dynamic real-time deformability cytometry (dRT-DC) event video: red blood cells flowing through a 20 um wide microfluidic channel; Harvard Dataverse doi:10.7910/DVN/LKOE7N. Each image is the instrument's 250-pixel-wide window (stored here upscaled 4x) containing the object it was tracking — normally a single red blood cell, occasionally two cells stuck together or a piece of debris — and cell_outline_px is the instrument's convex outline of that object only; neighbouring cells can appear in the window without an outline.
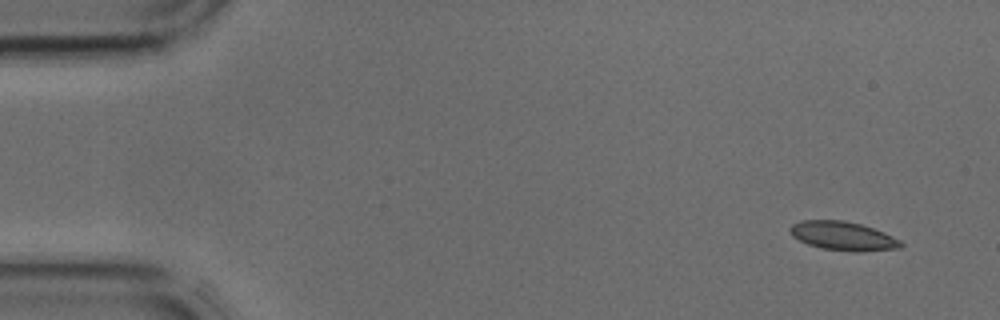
{"species": "common noctule bat (a hibernating species)", "species_latin": "Nyctalus noctula", "temperature_condition": "cold", "stored_images_in_passage": 40, "camera_frame_rate_fps": 3000, "um_per_image_px": 0.085, "animal": {"sex": "male", "body_mass_g": 17.9, "forearm_length_mm": 54.2}, "frame": {"image": 1, "passage_image": 1, "time_ms": 0.0, "image_size_px": [1000, 320], "cell_outline_px": [[904, 244], [900, 248], [860, 252], [852, 252], [820, 248], [808, 244], [792, 236], [788, 228], [792, 224], [800, 220], [844, 220], [860, 224], [884, 232], [900, 240]], "centroid_in_image_um": [71.64, 20.06], "position_along_channel_um": 13.4, "area_um2": 18.73}}
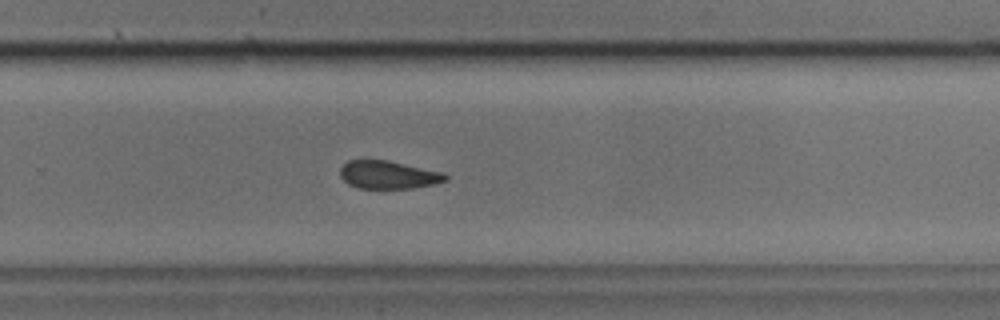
{"frame": {"image": 2, "passage_image": 26, "time_ms": 8.333, "image_size_px": [1000, 320], "cell_outline_px": [[448, 180], [436, 184], [412, 188], [360, 188], [348, 184], [340, 176], [340, 168], [348, 160], [388, 160], [444, 172], [448, 176]], "centroid_in_image_um": [33.04, 14.85], "position_along_channel_um": 296.8, "area_um2": 17.28}}
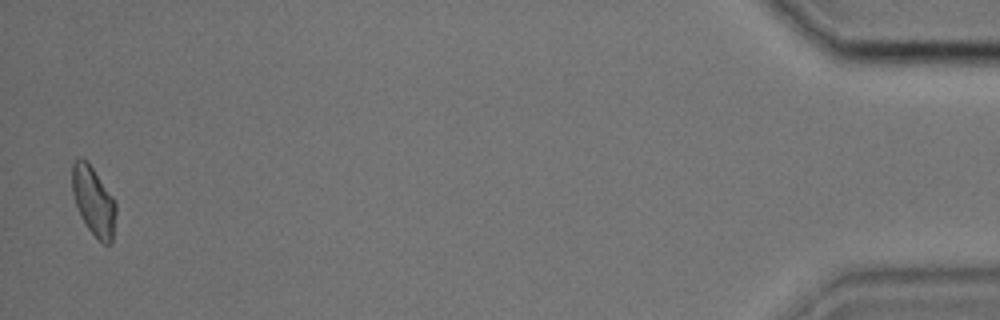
{"frame": {"image": 3, "passage_image": 40, "time_ms": 13.0, "image_size_px": [1000, 320], "cell_outline_px": [[116, 212], [112, 240], [108, 244], [104, 244], [88, 228], [80, 216], [72, 192], [72, 164], [80, 156], [88, 160], [112, 196], [116, 204]], "centroid_in_image_um": [7.94, 17.04], "position_along_channel_um": 427.3, "area_um2": 17.46}}